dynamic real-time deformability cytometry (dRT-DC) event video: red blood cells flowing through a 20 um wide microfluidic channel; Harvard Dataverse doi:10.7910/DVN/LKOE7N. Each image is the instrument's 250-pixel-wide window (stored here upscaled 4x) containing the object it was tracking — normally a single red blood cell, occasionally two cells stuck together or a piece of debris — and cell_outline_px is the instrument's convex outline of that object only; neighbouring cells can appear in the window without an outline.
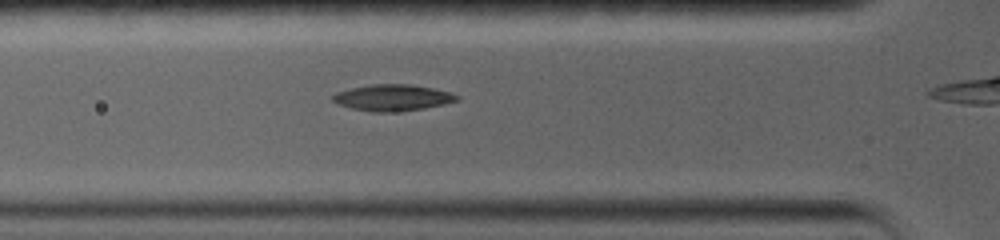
{"species": "common noctule bat (a hibernating species)", "species_latin": "Nyctalus noctula", "temperature_condition": "warm", "stored_images_in_passage": 19, "camera_frame_rate_fps": 5000, "um_per_image_px": 0.085, "animal": {"sex": "female", "body_mass_g": 19.0, "forearm_length_mm": 56.7}, "frame": {"image": 1, "passage_image": 4, "time_ms": 1.6, "image_size_px": [1000, 240], "cell_outline_px": [[460, 100], [444, 104], [424, 108], [388, 112], [372, 112], [352, 108], [340, 104], [332, 100], [332, 96], [336, 92], [352, 88], [372, 84], [412, 84], [432, 88], [448, 92], [460, 96]], "centroid_in_image_um": [33.39, 8.29], "position_along_channel_um": 92.4, "area_um2": 18.84}}
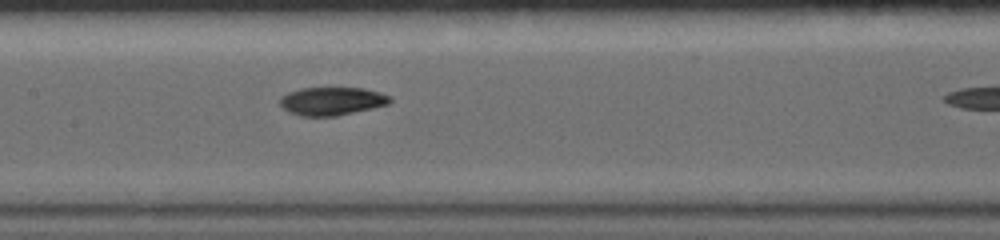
{"frame": {"image": 2, "passage_image": 9, "time_ms": 4.0, "image_size_px": [1000, 240], "cell_outline_px": [[392, 100], [388, 104], [372, 108], [336, 116], [300, 116], [288, 112], [280, 104], [280, 96], [288, 92], [300, 88], [364, 88], [380, 92], [392, 96]], "centroid_in_image_um": [28.2, 8.59], "position_along_channel_um": 179.2, "area_um2": 18.15}}
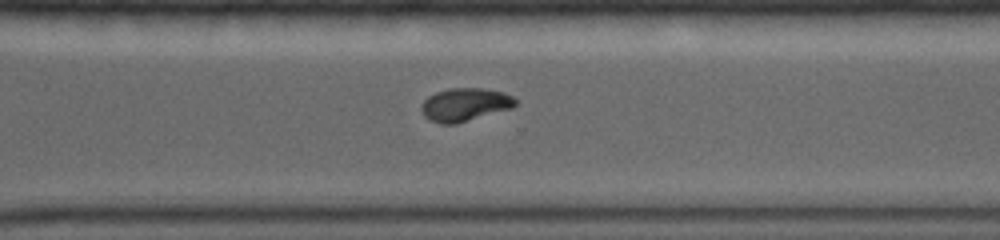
{"frame": {"image": 3, "passage_image": 18, "time_ms": 8.2, "image_size_px": [1000, 240], "cell_outline_px": [[516, 104], [512, 108], [456, 124], [440, 124], [424, 116], [420, 108], [420, 104], [428, 96], [436, 92], [452, 88], [484, 88], [504, 92], [512, 96], [516, 100]], "centroid_in_image_um": [39.51, 8.89], "position_along_channel_um": 331.1, "area_um2": 18.21}}